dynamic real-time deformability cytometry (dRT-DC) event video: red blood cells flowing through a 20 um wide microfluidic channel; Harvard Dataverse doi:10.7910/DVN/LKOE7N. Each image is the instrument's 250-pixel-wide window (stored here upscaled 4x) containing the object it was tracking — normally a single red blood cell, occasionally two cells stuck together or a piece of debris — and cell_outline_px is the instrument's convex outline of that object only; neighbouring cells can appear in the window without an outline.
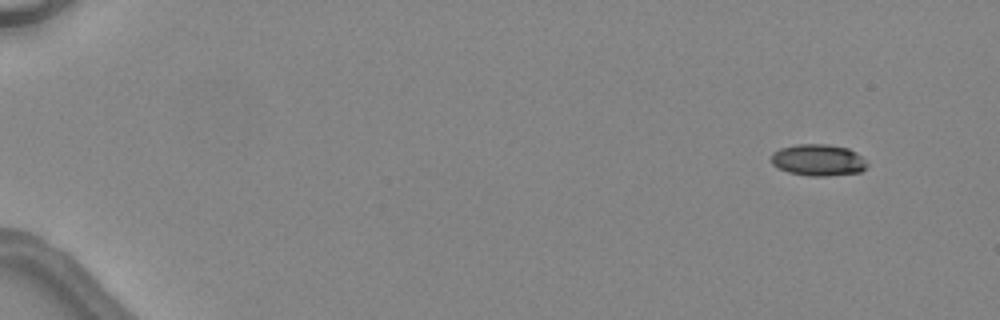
{"species": "common noctule bat (a hibernating species)", "species_latin": "Nyctalus noctula", "temperature_condition": "warm", "stored_images_in_passage": 6, "camera_frame_rate_fps": 3000, "um_per_image_px": 0.085, "animal": {"sex": "female", "body_mass_g": 24.6, "forearm_length_mm": 56.2}, "frame": {"image": 1, "passage_image": 1, "time_ms": 0.0, "image_size_px": [1000, 320], "cell_outline_px": [[868, 164], [860, 172], [824, 176], [808, 176], [788, 172], [772, 164], [772, 152], [780, 148], [796, 144], [828, 144], [848, 148], [860, 156]], "centroid_in_image_um": [69.52, 13.6], "position_along_channel_um": 15.5, "area_um2": 17.51}}
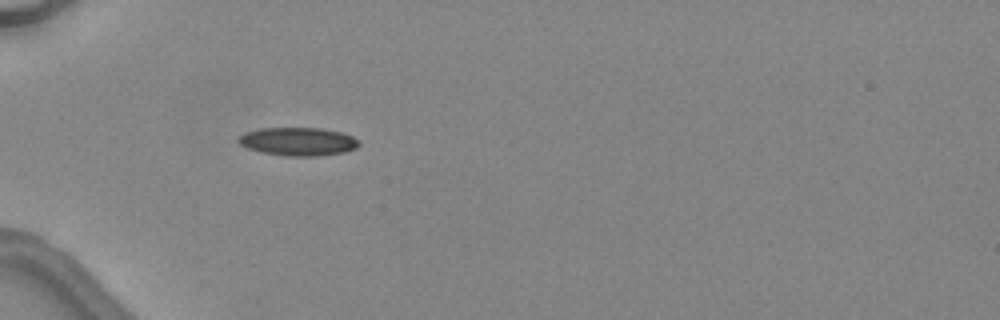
{"frame": {"image": 2, "passage_image": 5, "time_ms": 4.333, "image_size_px": [1000, 320], "cell_outline_px": [[360, 144], [356, 148], [344, 152], [316, 156], [284, 156], [264, 152], [248, 148], [240, 144], [236, 140], [244, 132], [260, 128], [320, 128], [340, 132], [352, 136], [360, 140]], "centroid_in_image_um": [25.34, 12.02], "position_along_channel_um": 59.7, "area_um2": 19.83}}